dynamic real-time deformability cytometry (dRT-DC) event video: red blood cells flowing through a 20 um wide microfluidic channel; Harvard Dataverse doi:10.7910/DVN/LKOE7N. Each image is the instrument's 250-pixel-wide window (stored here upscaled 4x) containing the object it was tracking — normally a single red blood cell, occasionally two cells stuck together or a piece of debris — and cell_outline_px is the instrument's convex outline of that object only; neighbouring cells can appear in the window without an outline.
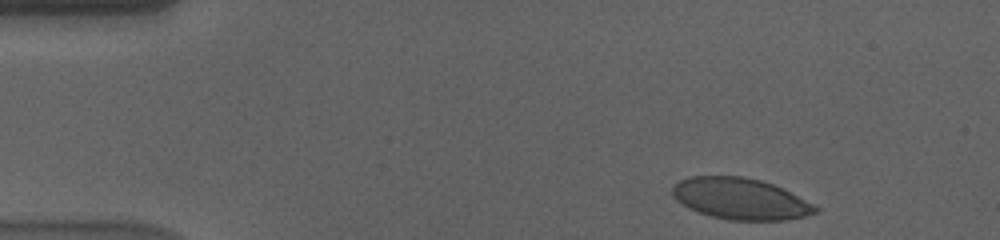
{"species": "human", "species_latin": "Homo sapiens", "temperature_condition": "cold", "stored_images_in_passage": 52, "camera_frame_rate_fps": 3000, "um_per_image_px": 0.085, "donor": {"sex": "male"}, "frame": {"image": 1, "passage_image": 2, "time_ms": 0.333, "image_size_px": [1000, 240], "cell_outline_px": [[820, 212], [804, 216], [784, 220], [728, 220], [712, 216], [688, 208], [676, 200], [672, 196], [672, 184], [680, 180], [692, 176], [740, 176], [760, 180], [772, 184], [820, 208]], "centroid_in_image_um": [62.89, 16.9], "position_along_channel_um": 22.1, "area_um2": 34.16}}
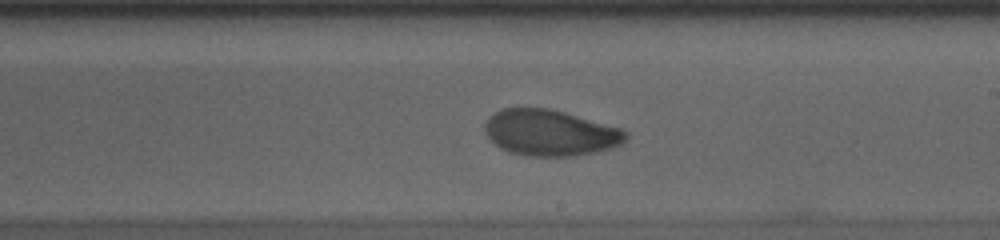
{"frame": {"image": 2, "passage_image": 28, "time_ms": 9.0, "image_size_px": [1000, 240], "cell_outline_px": [[628, 136], [620, 144], [596, 152], [572, 156], [524, 156], [508, 152], [500, 148], [484, 132], [484, 124], [488, 116], [500, 108], [548, 108], [564, 112], [624, 128], [628, 132]], "centroid_in_image_um": [46.74, 11.28], "position_along_channel_um": 242.3, "area_um2": 38.09}}
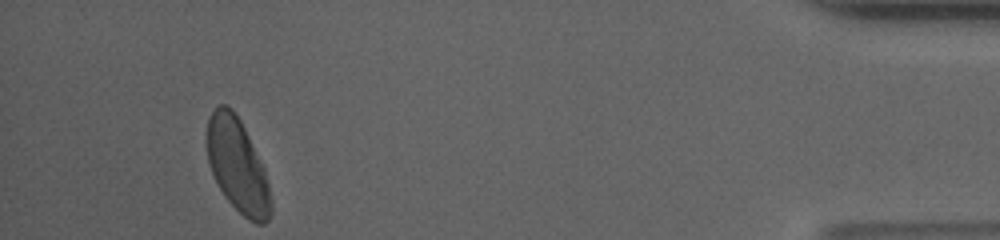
{"frame": {"image": 3, "passage_image": 48, "time_ms": 15.667, "image_size_px": [1000, 240], "cell_outline_px": [[272, 212], [268, 220], [264, 224], [256, 224], [248, 220], [224, 196], [212, 172], [208, 160], [208, 116], [216, 104], [224, 104], [232, 108], [240, 120], [264, 168], [272, 200]], "centroid_in_image_um": [20.21, 14.08], "position_along_channel_um": 415.0, "area_um2": 34.56}, "authors_computed_cell_mechanics": {"area_um2": 37.0498, "velocity_mm_per_s": 3.5623, "shape_relaxation_time_tau1_ms": 5.5039, "shape_relaxation_time_tau2_ms": 1.7744, "deformation_change_tau1": 0.1496, "deformation_change_tau2": 0.0569}}